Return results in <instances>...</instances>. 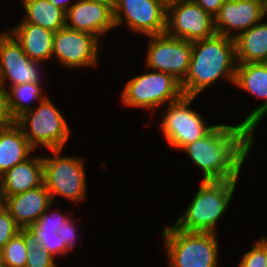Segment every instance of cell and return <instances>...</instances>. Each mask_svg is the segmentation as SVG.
Listing matches in <instances>:
<instances>
[{
	"label": "cell",
	"mask_w": 267,
	"mask_h": 267,
	"mask_svg": "<svg viewBox=\"0 0 267 267\" xmlns=\"http://www.w3.org/2000/svg\"><path fill=\"white\" fill-rule=\"evenodd\" d=\"M254 138V133L242 123L216 124L207 135L180 151L201 169V181L238 180Z\"/></svg>",
	"instance_id": "1"
},
{
	"label": "cell",
	"mask_w": 267,
	"mask_h": 267,
	"mask_svg": "<svg viewBox=\"0 0 267 267\" xmlns=\"http://www.w3.org/2000/svg\"><path fill=\"white\" fill-rule=\"evenodd\" d=\"M236 68L234 39L215 34L192 42L189 71L181 83L183 95L198 97L222 78L234 85Z\"/></svg>",
	"instance_id": "2"
},
{
	"label": "cell",
	"mask_w": 267,
	"mask_h": 267,
	"mask_svg": "<svg viewBox=\"0 0 267 267\" xmlns=\"http://www.w3.org/2000/svg\"><path fill=\"white\" fill-rule=\"evenodd\" d=\"M238 180L202 181L174 226L184 232L216 233L217 222L229 208Z\"/></svg>",
	"instance_id": "3"
},
{
	"label": "cell",
	"mask_w": 267,
	"mask_h": 267,
	"mask_svg": "<svg viewBox=\"0 0 267 267\" xmlns=\"http://www.w3.org/2000/svg\"><path fill=\"white\" fill-rule=\"evenodd\" d=\"M169 267H218L216 233L184 232L174 225L162 230Z\"/></svg>",
	"instance_id": "4"
},
{
	"label": "cell",
	"mask_w": 267,
	"mask_h": 267,
	"mask_svg": "<svg viewBox=\"0 0 267 267\" xmlns=\"http://www.w3.org/2000/svg\"><path fill=\"white\" fill-rule=\"evenodd\" d=\"M14 122L36 150L40 146L45 150L64 149L71 134L67 120L48 95Z\"/></svg>",
	"instance_id": "5"
},
{
	"label": "cell",
	"mask_w": 267,
	"mask_h": 267,
	"mask_svg": "<svg viewBox=\"0 0 267 267\" xmlns=\"http://www.w3.org/2000/svg\"><path fill=\"white\" fill-rule=\"evenodd\" d=\"M52 156H43V180L53 203L61 198L82 202L87 193V180L83 157L60 156L62 149L49 150Z\"/></svg>",
	"instance_id": "6"
},
{
	"label": "cell",
	"mask_w": 267,
	"mask_h": 267,
	"mask_svg": "<svg viewBox=\"0 0 267 267\" xmlns=\"http://www.w3.org/2000/svg\"><path fill=\"white\" fill-rule=\"evenodd\" d=\"M122 90V105L151 110L152 113L183 96L181 83L177 79L154 70L130 78Z\"/></svg>",
	"instance_id": "7"
},
{
	"label": "cell",
	"mask_w": 267,
	"mask_h": 267,
	"mask_svg": "<svg viewBox=\"0 0 267 267\" xmlns=\"http://www.w3.org/2000/svg\"><path fill=\"white\" fill-rule=\"evenodd\" d=\"M195 99L197 98L183 95L162 109L159 129L166 143L174 149L181 150L185 145L203 138L216 126L206 125L198 111L190 108Z\"/></svg>",
	"instance_id": "8"
},
{
	"label": "cell",
	"mask_w": 267,
	"mask_h": 267,
	"mask_svg": "<svg viewBox=\"0 0 267 267\" xmlns=\"http://www.w3.org/2000/svg\"><path fill=\"white\" fill-rule=\"evenodd\" d=\"M115 27L126 25L144 36L166 33L167 5L161 0H113Z\"/></svg>",
	"instance_id": "9"
},
{
	"label": "cell",
	"mask_w": 267,
	"mask_h": 267,
	"mask_svg": "<svg viewBox=\"0 0 267 267\" xmlns=\"http://www.w3.org/2000/svg\"><path fill=\"white\" fill-rule=\"evenodd\" d=\"M101 42L89 33L64 26L54 33L52 60L71 69L98 67L103 44Z\"/></svg>",
	"instance_id": "10"
},
{
	"label": "cell",
	"mask_w": 267,
	"mask_h": 267,
	"mask_svg": "<svg viewBox=\"0 0 267 267\" xmlns=\"http://www.w3.org/2000/svg\"><path fill=\"white\" fill-rule=\"evenodd\" d=\"M147 37L150 38L145 52L147 68L168 73L182 83L190 67L192 42L167 33Z\"/></svg>",
	"instance_id": "11"
},
{
	"label": "cell",
	"mask_w": 267,
	"mask_h": 267,
	"mask_svg": "<svg viewBox=\"0 0 267 267\" xmlns=\"http://www.w3.org/2000/svg\"><path fill=\"white\" fill-rule=\"evenodd\" d=\"M166 33L189 42L216 34L214 17L193 0H181L167 5Z\"/></svg>",
	"instance_id": "12"
},
{
	"label": "cell",
	"mask_w": 267,
	"mask_h": 267,
	"mask_svg": "<svg viewBox=\"0 0 267 267\" xmlns=\"http://www.w3.org/2000/svg\"><path fill=\"white\" fill-rule=\"evenodd\" d=\"M41 65L25 54L21 44L9 31L0 33V78L4 91L7 87L24 83H42L44 73Z\"/></svg>",
	"instance_id": "13"
},
{
	"label": "cell",
	"mask_w": 267,
	"mask_h": 267,
	"mask_svg": "<svg viewBox=\"0 0 267 267\" xmlns=\"http://www.w3.org/2000/svg\"><path fill=\"white\" fill-rule=\"evenodd\" d=\"M65 26L89 33L100 40L116 28L113 0H76L66 12Z\"/></svg>",
	"instance_id": "14"
},
{
	"label": "cell",
	"mask_w": 267,
	"mask_h": 267,
	"mask_svg": "<svg viewBox=\"0 0 267 267\" xmlns=\"http://www.w3.org/2000/svg\"><path fill=\"white\" fill-rule=\"evenodd\" d=\"M266 16L263 0H224L214 17L216 34L235 39Z\"/></svg>",
	"instance_id": "15"
},
{
	"label": "cell",
	"mask_w": 267,
	"mask_h": 267,
	"mask_svg": "<svg viewBox=\"0 0 267 267\" xmlns=\"http://www.w3.org/2000/svg\"><path fill=\"white\" fill-rule=\"evenodd\" d=\"M234 86L264 100L240 121L255 134L258 124L267 116V63H237Z\"/></svg>",
	"instance_id": "16"
},
{
	"label": "cell",
	"mask_w": 267,
	"mask_h": 267,
	"mask_svg": "<svg viewBox=\"0 0 267 267\" xmlns=\"http://www.w3.org/2000/svg\"><path fill=\"white\" fill-rule=\"evenodd\" d=\"M53 204L51 196L43 183L41 186L6 197L5 208L16 224L26 230Z\"/></svg>",
	"instance_id": "17"
},
{
	"label": "cell",
	"mask_w": 267,
	"mask_h": 267,
	"mask_svg": "<svg viewBox=\"0 0 267 267\" xmlns=\"http://www.w3.org/2000/svg\"><path fill=\"white\" fill-rule=\"evenodd\" d=\"M43 183V157L39 154L13 166L0 176L5 198L34 189Z\"/></svg>",
	"instance_id": "18"
},
{
	"label": "cell",
	"mask_w": 267,
	"mask_h": 267,
	"mask_svg": "<svg viewBox=\"0 0 267 267\" xmlns=\"http://www.w3.org/2000/svg\"><path fill=\"white\" fill-rule=\"evenodd\" d=\"M7 31L21 44L23 51L31 60L40 63L52 60L54 32L27 22H19Z\"/></svg>",
	"instance_id": "19"
},
{
	"label": "cell",
	"mask_w": 267,
	"mask_h": 267,
	"mask_svg": "<svg viewBox=\"0 0 267 267\" xmlns=\"http://www.w3.org/2000/svg\"><path fill=\"white\" fill-rule=\"evenodd\" d=\"M34 150L14 121L0 128V176L29 159Z\"/></svg>",
	"instance_id": "20"
},
{
	"label": "cell",
	"mask_w": 267,
	"mask_h": 267,
	"mask_svg": "<svg viewBox=\"0 0 267 267\" xmlns=\"http://www.w3.org/2000/svg\"><path fill=\"white\" fill-rule=\"evenodd\" d=\"M264 19L267 17L234 39L237 63H267V22Z\"/></svg>",
	"instance_id": "21"
},
{
	"label": "cell",
	"mask_w": 267,
	"mask_h": 267,
	"mask_svg": "<svg viewBox=\"0 0 267 267\" xmlns=\"http://www.w3.org/2000/svg\"><path fill=\"white\" fill-rule=\"evenodd\" d=\"M25 12L21 22L32 23L56 32L65 26L66 13L47 0H21Z\"/></svg>",
	"instance_id": "22"
},
{
	"label": "cell",
	"mask_w": 267,
	"mask_h": 267,
	"mask_svg": "<svg viewBox=\"0 0 267 267\" xmlns=\"http://www.w3.org/2000/svg\"><path fill=\"white\" fill-rule=\"evenodd\" d=\"M42 83H24L10 86L5 91L7 110L10 118L15 121L23 113L33 109V101L41 102L47 95H43Z\"/></svg>",
	"instance_id": "23"
},
{
	"label": "cell",
	"mask_w": 267,
	"mask_h": 267,
	"mask_svg": "<svg viewBox=\"0 0 267 267\" xmlns=\"http://www.w3.org/2000/svg\"><path fill=\"white\" fill-rule=\"evenodd\" d=\"M27 231L21 230L2 248L1 267H25L27 259Z\"/></svg>",
	"instance_id": "24"
},
{
	"label": "cell",
	"mask_w": 267,
	"mask_h": 267,
	"mask_svg": "<svg viewBox=\"0 0 267 267\" xmlns=\"http://www.w3.org/2000/svg\"><path fill=\"white\" fill-rule=\"evenodd\" d=\"M30 237L41 243L43 249L54 257L67 255V246L55 231L39 230L34 224L26 229Z\"/></svg>",
	"instance_id": "25"
},
{
	"label": "cell",
	"mask_w": 267,
	"mask_h": 267,
	"mask_svg": "<svg viewBox=\"0 0 267 267\" xmlns=\"http://www.w3.org/2000/svg\"><path fill=\"white\" fill-rule=\"evenodd\" d=\"M27 259L25 267H58L51 253L46 252L41 243L27 233Z\"/></svg>",
	"instance_id": "26"
},
{
	"label": "cell",
	"mask_w": 267,
	"mask_h": 267,
	"mask_svg": "<svg viewBox=\"0 0 267 267\" xmlns=\"http://www.w3.org/2000/svg\"><path fill=\"white\" fill-rule=\"evenodd\" d=\"M241 258L239 267H267V235L256 241Z\"/></svg>",
	"instance_id": "27"
},
{
	"label": "cell",
	"mask_w": 267,
	"mask_h": 267,
	"mask_svg": "<svg viewBox=\"0 0 267 267\" xmlns=\"http://www.w3.org/2000/svg\"><path fill=\"white\" fill-rule=\"evenodd\" d=\"M53 205L51 204L48 209L41 215V217L34 223V225L39 230H49V231H55L60 229L63 222H65L67 219L72 216L71 214H62L60 212V208L55 207L54 210H51L50 208ZM51 210V212H50Z\"/></svg>",
	"instance_id": "28"
},
{
	"label": "cell",
	"mask_w": 267,
	"mask_h": 267,
	"mask_svg": "<svg viewBox=\"0 0 267 267\" xmlns=\"http://www.w3.org/2000/svg\"><path fill=\"white\" fill-rule=\"evenodd\" d=\"M22 229L16 224L9 211L5 208L0 212V248Z\"/></svg>",
	"instance_id": "29"
},
{
	"label": "cell",
	"mask_w": 267,
	"mask_h": 267,
	"mask_svg": "<svg viewBox=\"0 0 267 267\" xmlns=\"http://www.w3.org/2000/svg\"><path fill=\"white\" fill-rule=\"evenodd\" d=\"M75 222L76 221H73L71 216L63 222L60 229L57 230V234L61 236L62 242H65V245L67 246V254L77 246L78 226Z\"/></svg>",
	"instance_id": "30"
},
{
	"label": "cell",
	"mask_w": 267,
	"mask_h": 267,
	"mask_svg": "<svg viewBox=\"0 0 267 267\" xmlns=\"http://www.w3.org/2000/svg\"><path fill=\"white\" fill-rule=\"evenodd\" d=\"M213 17L219 12L224 0H193Z\"/></svg>",
	"instance_id": "31"
},
{
	"label": "cell",
	"mask_w": 267,
	"mask_h": 267,
	"mask_svg": "<svg viewBox=\"0 0 267 267\" xmlns=\"http://www.w3.org/2000/svg\"><path fill=\"white\" fill-rule=\"evenodd\" d=\"M13 120L10 118L7 110L5 91H0V128L10 125Z\"/></svg>",
	"instance_id": "32"
},
{
	"label": "cell",
	"mask_w": 267,
	"mask_h": 267,
	"mask_svg": "<svg viewBox=\"0 0 267 267\" xmlns=\"http://www.w3.org/2000/svg\"><path fill=\"white\" fill-rule=\"evenodd\" d=\"M47 1L53 3L56 7L60 8L65 13L74 4L72 3L73 0L71 2L70 0H47Z\"/></svg>",
	"instance_id": "33"
},
{
	"label": "cell",
	"mask_w": 267,
	"mask_h": 267,
	"mask_svg": "<svg viewBox=\"0 0 267 267\" xmlns=\"http://www.w3.org/2000/svg\"><path fill=\"white\" fill-rule=\"evenodd\" d=\"M6 198L0 186V212L5 209Z\"/></svg>",
	"instance_id": "34"
},
{
	"label": "cell",
	"mask_w": 267,
	"mask_h": 267,
	"mask_svg": "<svg viewBox=\"0 0 267 267\" xmlns=\"http://www.w3.org/2000/svg\"><path fill=\"white\" fill-rule=\"evenodd\" d=\"M161 1L164 2L166 5H168L170 3L181 1V0H161Z\"/></svg>",
	"instance_id": "35"
},
{
	"label": "cell",
	"mask_w": 267,
	"mask_h": 267,
	"mask_svg": "<svg viewBox=\"0 0 267 267\" xmlns=\"http://www.w3.org/2000/svg\"><path fill=\"white\" fill-rule=\"evenodd\" d=\"M1 264H2V249L0 248V267H1Z\"/></svg>",
	"instance_id": "36"
},
{
	"label": "cell",
	"mask_w": 267,
	"mask_h": 267,
	"mask_svg": "<svg viewBox=\"0 0 267 267\" xmlns=\"http://www.w3.org/2000/svg\"><path fill=\"white\" fill-rule=\"evenodd\" d=\"M0 91H4L1 83V78H0Z\"/></svg>",
	"instance_id": "37"
}]
</instances>
